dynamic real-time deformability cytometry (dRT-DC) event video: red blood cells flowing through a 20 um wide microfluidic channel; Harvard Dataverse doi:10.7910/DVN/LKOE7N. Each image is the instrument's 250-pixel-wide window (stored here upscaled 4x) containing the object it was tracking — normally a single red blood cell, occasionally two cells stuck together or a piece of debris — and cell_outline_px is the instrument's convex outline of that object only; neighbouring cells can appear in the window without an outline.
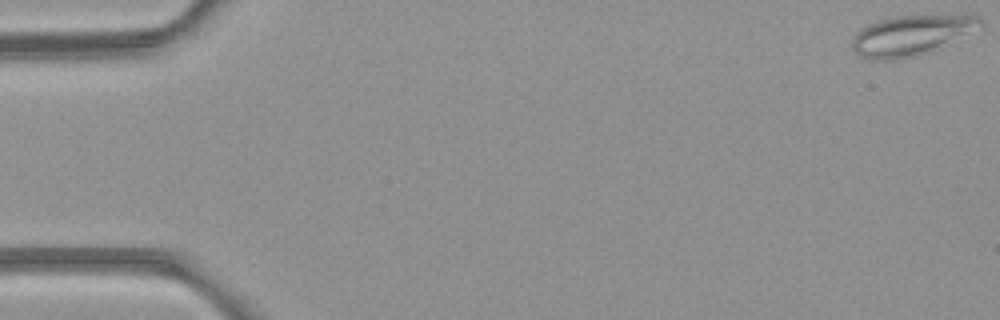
{"species": "common noctule bat (a hibernating species)", "species_latin": "Nyctalus noctula", "temperature_condition": "room temperature", "stored_images_in_passage": 5, "camera_frame_rate_fps": 3000, "um_per_image_px": 0.085, "animal": {"sex": "female", "body_mass_g": 21.9}, "frame": {"image": 1, "passage_image": 1, "time_ms": 0.0, "image_size_px": [1000, 320], "cell_outline_px": [[984, 28], [928, 52], [916, 56], [888, 60], [872, 60], [860, 56], [852, 48], [852, 40], [856, 32], [860, 28], [868, 24], [880, 20], [896, 16], [972, 12], [976, 12], [984, 20]], "centroid_in_image_um": [77.62, 2.93], "position_along_channel_um": 7.4, "area_um2": 31.21}}